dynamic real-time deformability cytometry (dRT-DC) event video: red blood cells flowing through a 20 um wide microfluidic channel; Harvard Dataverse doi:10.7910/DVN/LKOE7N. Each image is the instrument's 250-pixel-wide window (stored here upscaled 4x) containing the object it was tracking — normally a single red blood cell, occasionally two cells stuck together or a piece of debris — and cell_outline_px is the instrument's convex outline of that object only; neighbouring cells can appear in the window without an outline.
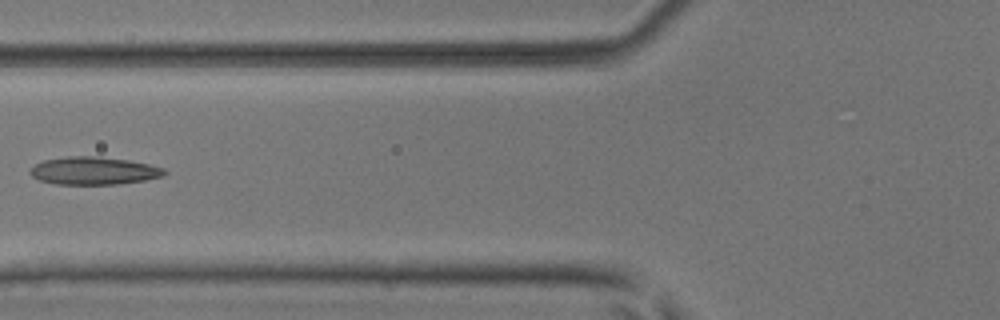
{"species": "common noctule bat (a hibernating species)", "species_latin": "Nyctalus noctula", "temperature_condition": "room temperature", "stored_images_in_passage": 3, "camera_frame_rate_fps": 3000, "um_per_image_px": 0.085, "animal": {"sex": "male", "body_mass_g": 17.9, "forearm_length_mm": 54.2}, "frame": {"image": 1, "passage_image": 2, "time_ms": 0.333, "image_size_px": [1000, 320], "cell_outline_px": [[168, 172], [164, 176], [144, 180], [116, 184], [56, 184], [40, 180], [32, 176], [28, 172], [36, 164], [44, 160], [68, 156], [100, 156], [128, 160], [148, 164], [164, 168]], "centroid_in_image_um": [7.99, 14.51], "position_along_channel_um": 117.8, "area_um2": 21.68}}
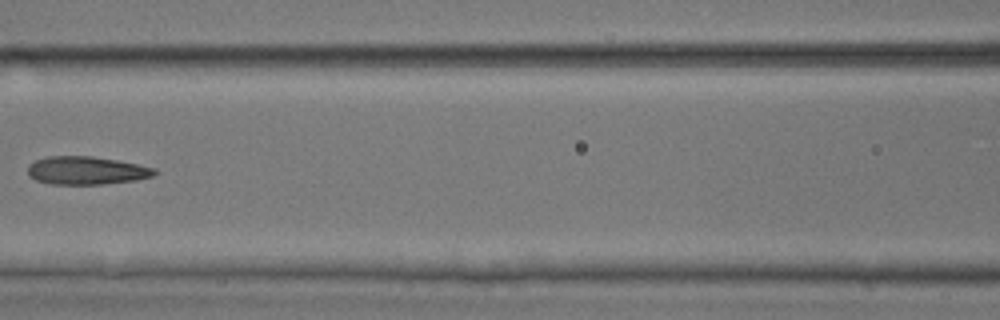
{"frame": {"image": 2, "passage_image": 3, "time_ms": 0.667, "image_size_px": [1000, 320], "cell_outline_px": [[156, 172], [152, 176], [136, 180], [104, 184], [52, 184], [36, 180], [28, 176], [28, 164], [36, 160], [48, 156], [92, 156], [116, 160], [156, 168]], "centroid_in_image_um": [7.32, 14.49], "position_along_channel_um": 159.3, "area_um2": 20.69}}